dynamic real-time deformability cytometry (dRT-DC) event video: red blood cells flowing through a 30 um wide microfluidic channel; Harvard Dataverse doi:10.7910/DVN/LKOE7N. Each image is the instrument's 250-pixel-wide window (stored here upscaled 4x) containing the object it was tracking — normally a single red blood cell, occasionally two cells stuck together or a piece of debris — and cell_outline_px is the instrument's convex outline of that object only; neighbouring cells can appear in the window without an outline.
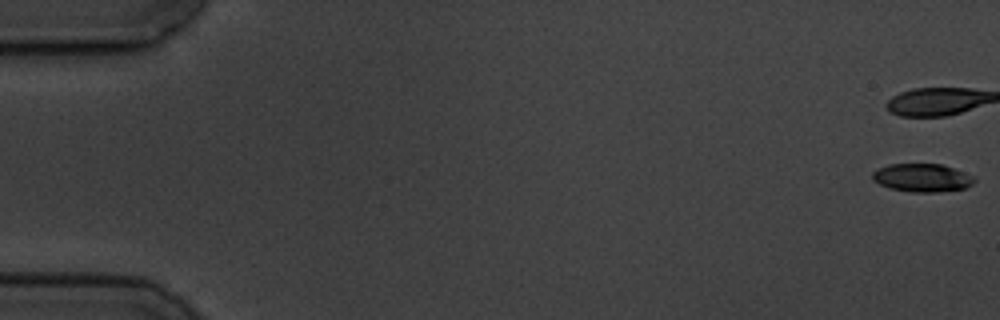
{"species": "common noctule bat (a hibernating species)", "species_latin": "Nyctalus noctula", "temperature_condition": "cold", "stored_images_in_passage": 7, "camera_frame_rate_fps": 3000, "um_per_image_px": 0.085, "animal": {"sex": "male", "body_mass_g": 19.5, "forearm_length_mm": 54.6}, "frame": {"image": 1, "passage_image": 1, "time_ms": 0.0, "image_size_px": [1000, 320], "cell_outline_px": [[976, 180], [972, 184], [964, 188], [936, 192], [912, 192], [892, 188], [880, 184], [872, 180], [872, 172], [888, 164], [940, 164], [976, 176]], "centroid_in_image_um": [78.4, 15.1], "position_along_channel_um": 6.6, "area_um2": 16.59}}